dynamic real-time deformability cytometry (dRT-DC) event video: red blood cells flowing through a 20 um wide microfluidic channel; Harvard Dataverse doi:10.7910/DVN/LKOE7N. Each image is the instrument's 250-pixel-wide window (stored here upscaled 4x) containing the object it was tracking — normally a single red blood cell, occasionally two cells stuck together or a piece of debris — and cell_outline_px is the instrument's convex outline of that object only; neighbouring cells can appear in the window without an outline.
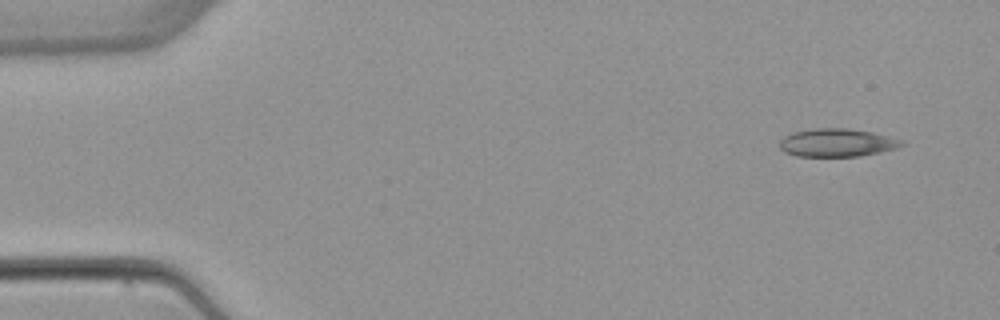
{"species": "common noctule bat (a hibernating species)", "species_latin": "Nyctalus noctula", "temperature_condition": "warm", "stored_images_in_passage": 4, "camera_frame_rate_fps": 3000, "um_per_image_px": 0.085, "animal": {"sex": "female", "body_mass_g": 22.7, "forearm_length_mm": 54.2}, "frame": {"image": 1, "passage_image": 1, "time_ms": 0.0, "image_size_px": [1000, 320], "cell_outline_px": [[904, 144], [896, 148], [880, 152], [860, 156], [796, 156], [784, 152], [780, 148], [780, 140], [784, 136], [792, 132], [812, 128], [848, 128], [872, 132], [904, 140]], "centroid_in_image_um": [71.13, 12.12], "position_along_channel_um": 13.9, "area_um2": 20.06}}
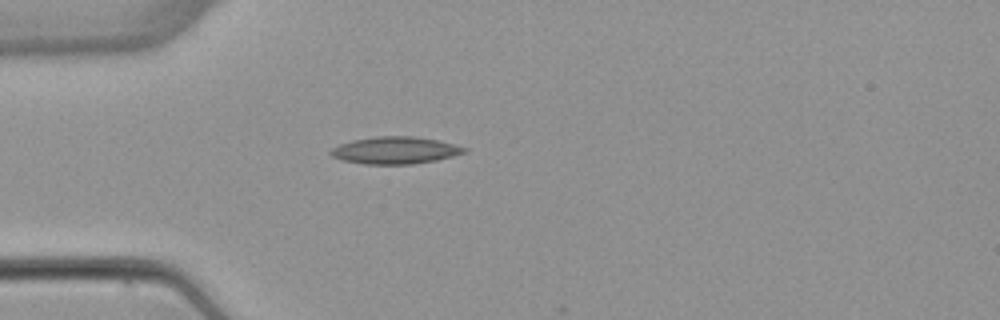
{"frame": {"image": 2, "passage_image": 4, "time_ms": 3.667, "image_size_px": [1000, 320], "cell_outline_px": [[468, 152], [436, 160], [412, 164], [364, 164], [344, 160], [332, 156], [328, 152], [332, 148], [340, 144], [352, 140], [376, 136], [412, 136], [436, 140], [468, 148]], "centroid_in_image_um": [33.58, 12.77], "position_along_channel_um": 51.4, "area_um2": 20.98}}